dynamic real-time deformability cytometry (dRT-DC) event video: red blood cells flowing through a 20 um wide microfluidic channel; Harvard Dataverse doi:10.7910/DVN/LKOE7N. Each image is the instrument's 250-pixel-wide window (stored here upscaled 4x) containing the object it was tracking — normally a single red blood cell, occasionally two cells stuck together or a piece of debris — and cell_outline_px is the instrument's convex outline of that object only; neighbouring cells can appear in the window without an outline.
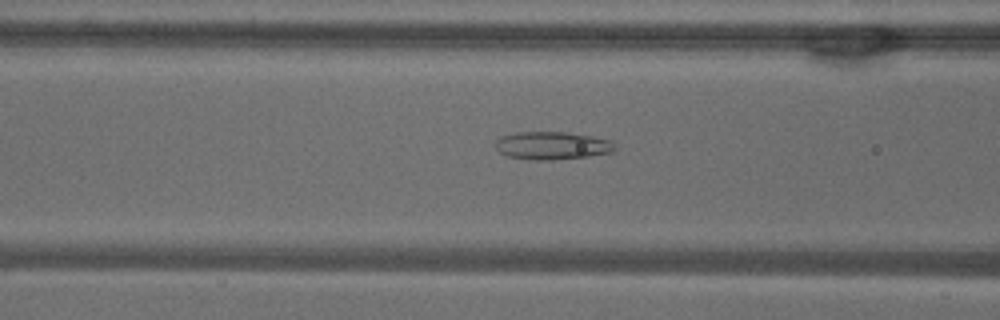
{"species": "common noctule bat (a hibernating species)", "species_latin": "Nyctalus noctula", "temperature_condition": "warm", "stored_images_in_passage": 39, "camera_frame_rate_fps": 3000, "um_per_image_px": 0.085, "animal": {"sex": "male", "body_mass_g": 18.8}, "frame": {"image": 1, "passage_image": 7, "time_ms": 2.0, "image_size_px": [1000, 320], "cell_outline_px": [[616, 148], [612, 152], [588, 156], [552, 160], [532, 160], [508, 156], [500, 152], [496, 148], [496, 140], [500, 136], [516, 132], [564, 132], [592, 136], [612, 140], [616, 144]], "centroid_in_image_um": [46.95, 12.37], "position_along_channel_um": 119.7, "area_um2": 19.48}}
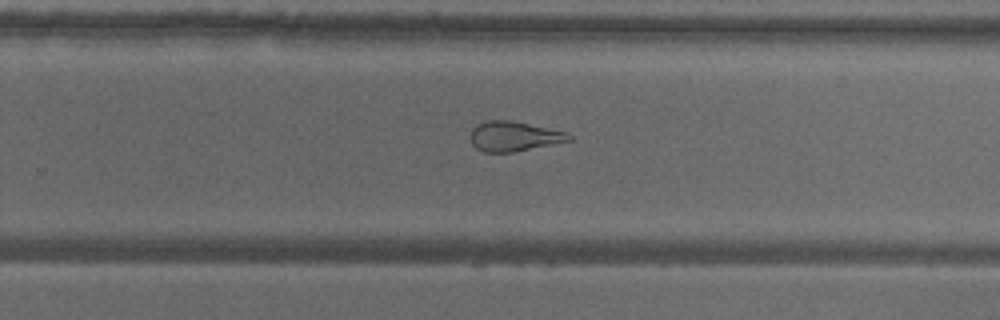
{"frame": {"image": 2, "passage_image": 20, "time_ms": 6.333, "image_size_px": [1000, 320], "cell_outline_px": [[572, 140], [512, 152], [484, 152], [476, 148], [472, 144], [468, 136], [472, 128], [476, 124], [484, 120], [512, 120], [568, 132], [572, 136]], "centroid_in_image_um": [43.64, 11.57], "position_along_channel_um": 286.2, "area_um2": 17.34}}
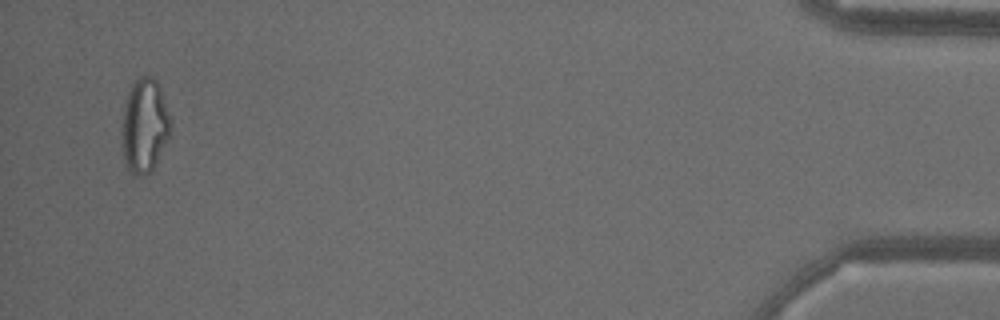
{"frame": {"image": 3, "passage_image": 37, "time_ms": 12.0, "image_size_px": [1000, 320], "cell_outline_px": [[172, 136], [152, 172], [144, 176], [132, 176], [124, 160], [120, 132], [124, 104], [128, 92], [132, 84], [140, 76], [152, 76], [160, 84], [172, 124]], "centroid_in_image_um": [12.31, 10.73], "position_along_channel_um": 422.9, "area_um2": 27.86}, "authors_computed_cell_mechanics": {"area_um2": 20.4612, "velocity_mm_per_s": 3.8436, "shape_relaxation_time_tau1_ms": null, "shape_relaxation_time_tau2_ms": 1.8154, "deformation_change_tau1": null, "deformation_change_tau2": 0.11}}